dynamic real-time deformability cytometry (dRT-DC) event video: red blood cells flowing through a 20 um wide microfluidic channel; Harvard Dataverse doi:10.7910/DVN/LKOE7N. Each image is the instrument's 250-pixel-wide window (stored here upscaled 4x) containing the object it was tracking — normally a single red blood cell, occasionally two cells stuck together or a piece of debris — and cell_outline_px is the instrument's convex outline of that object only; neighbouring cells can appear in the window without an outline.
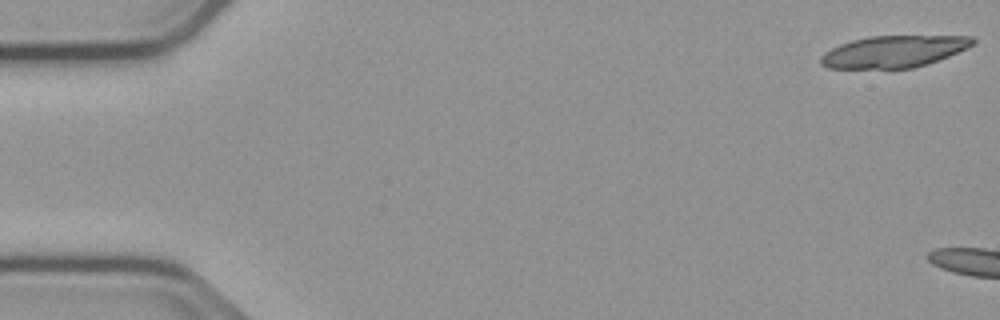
{"species": "common noctule bat (a hibernating species)", "species_latin": "Nyctalus noctula", "temperature_condition": "cold", "stored_images_in_passage": 16, "camera_frame_rate_fps": 3000, "um_per_image_px": 0.085, "animal": {"sex": "male", "body_mass_g": 23.1, "forearm_length_mm": 52.7}, "frame": {"image": 1, "passage_image": 1, "time_ms": 0.0, "image_size_px": [1000, 320], "cell_outline_px": [[976, 40], [972, 44], [948, 56], [928, 64], [912, 68], [828, 68], [820, 64], [820, 56], [824, 52], [840, 44], [852, 40], [872, 36], [972, 36]], "centroid_in_image_um": [75.92, 4.38], "position_along_channel_um": 9.1, "area_um2": 27.92}}